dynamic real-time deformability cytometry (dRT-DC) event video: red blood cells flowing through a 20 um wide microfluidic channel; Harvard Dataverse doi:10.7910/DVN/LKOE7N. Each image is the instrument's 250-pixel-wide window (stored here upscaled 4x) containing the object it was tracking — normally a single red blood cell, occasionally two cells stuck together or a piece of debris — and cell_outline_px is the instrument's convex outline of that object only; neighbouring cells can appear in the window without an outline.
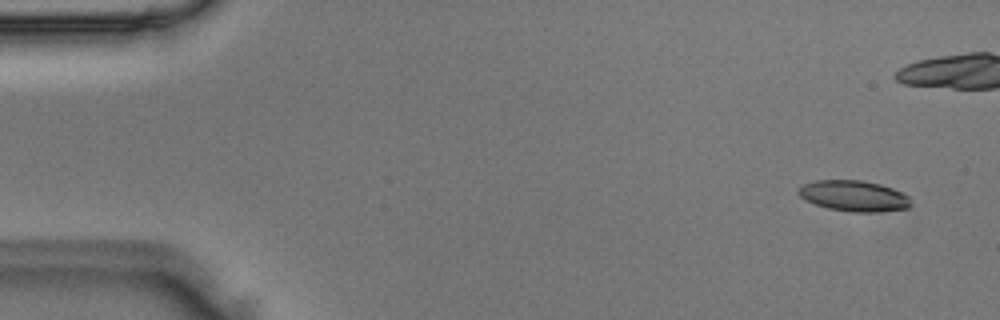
{"species": "Egyptian fruit bat (a non-hibernating species)", "species_latin": "Rousettus aegyptiacus", "temperature_condition": "room temperature", "stored_images_in_passage": 5, "camera_frame_rate_fps": 3000, "um_per_image_px": 0.085, "animal": {"sex": "male"}, "frame": {"image": 1, "passage_image": 1, "time_ms": 0.0, "image_size_px": [1000, 320], "cell_outline_px": [[912, 204], [908, 208], [880, 212], [852, 212], [828, 208], [804, 200], [796, 192], [804, 184], [816, 180], [860, 180], [880, 184], [892, 188], [908, 196]], "centroid_in_image_um": [72.58, 16.66], "position_along_channel_um": 12.4, "area_um2": 20.17}}